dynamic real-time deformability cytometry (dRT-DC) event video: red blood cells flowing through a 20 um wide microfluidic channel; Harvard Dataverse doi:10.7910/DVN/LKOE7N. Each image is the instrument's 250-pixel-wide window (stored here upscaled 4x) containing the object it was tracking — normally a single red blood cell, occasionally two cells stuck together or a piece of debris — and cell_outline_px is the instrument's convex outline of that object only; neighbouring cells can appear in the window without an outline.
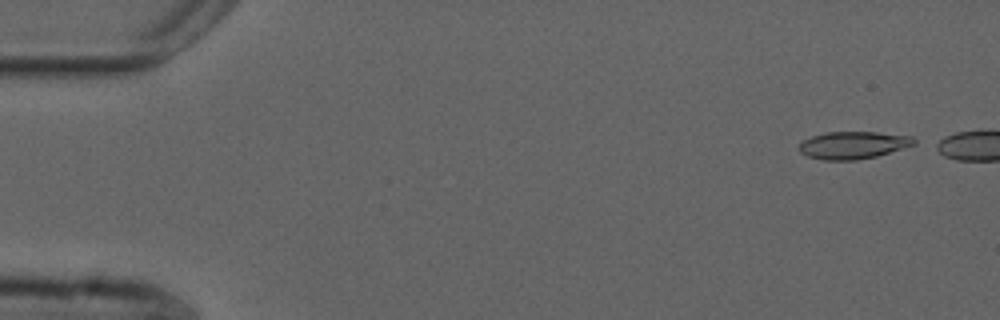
{"species": "common noctule bat (a hibernating species)", "species_latin": "Nyctalus noctula", "temperature_condition": "cold", "stored_images_in_passage": 42, "camera_frame_rate_fps": 3000, "um_per_image_px": 0.085, "animal": {"sex": "male", "forearm_length_mm": 52.5}, "frame": {"image": 1, "passage_image": 1, "time_ms": 0.0, "image_size_px": [1000, 320], "cell_outline_px": [[916, 144], [876, 156], [856, 160], [824, 160], [808, 156], [800, 152], [796, 148], [804, 140], [812, 136], [824, 132], [876, 132], [912, 136], [916, 140]], "centroid_in_image_um": [72.5, 12.33], "position_along_channel_um": 12.5, "area_um2": 18.32}}
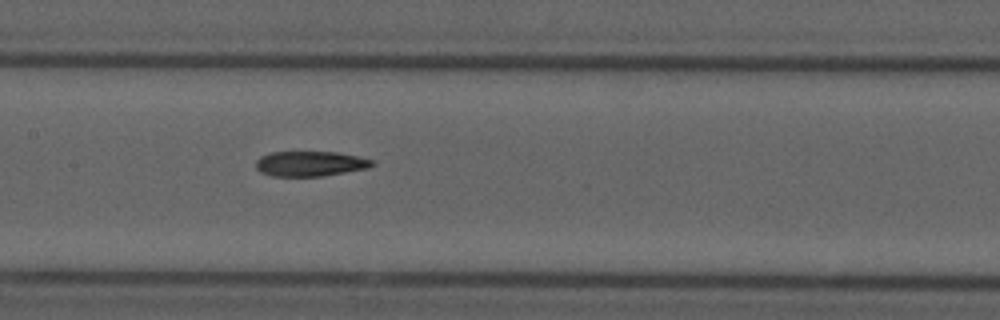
{"frame": {"image": 2, "passage_image": 24, "time_ms": 7.667, "image_size_px": [1000, 320], "cell_outline_px": [[376, 164], [368, 168], [324, 176], [272, 176], [260, 172], [256, 168], [256, 160], [260, 156], [272, 152], [336, 152], [376, 160]], "centroid_in_image_um": [26.38, 13.91], "position_along_channel_um": 181.0, "area_um2": 17.11}}
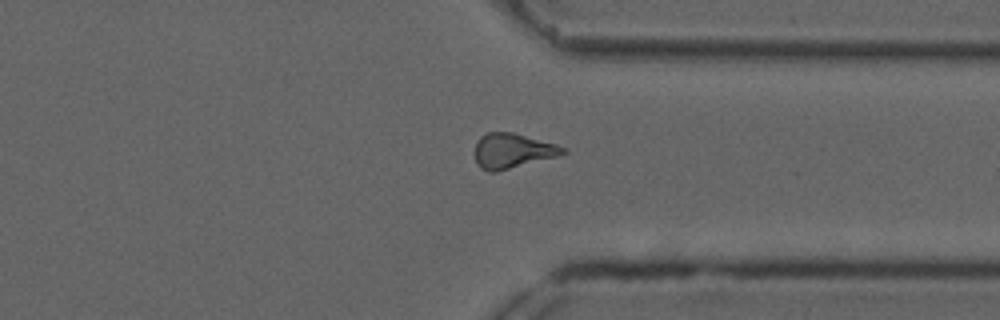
{"frame": {"image": 3, "passage_image": 39, "time_ms": 12.667, "image_size_px": [1000, 320], "cell_outline_px": [[568, 152], [556, 156], [496, 172], [488, 172], [480, 168], [476, 164], [472, 152], [476, 140], [480, 136], [488, 132], [512, 132], [556, 144], [568, 148]], "centroid_in_image_um": [43.49, 12.82], "position_along_channel_um": 367.9, "area_um2": 18.21}}